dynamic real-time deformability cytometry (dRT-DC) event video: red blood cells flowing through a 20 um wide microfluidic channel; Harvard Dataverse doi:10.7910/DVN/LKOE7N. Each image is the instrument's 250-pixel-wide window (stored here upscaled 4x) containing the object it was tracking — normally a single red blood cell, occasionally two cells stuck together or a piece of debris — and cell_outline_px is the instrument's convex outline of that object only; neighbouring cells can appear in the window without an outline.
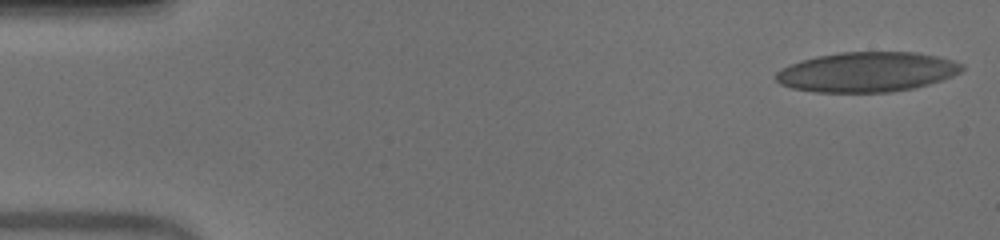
{"species": "human", "species_latin": "Homo sapiens", "temperature_condition": "warm", "stored_images_in_passage": 52, "camera_frame_rate_fps": 3000, "um_per_image_px": 0.085, "donor": {"sex": "male"}, "frame": {"image": 1, "passage_image": 1, "time_ms": 0.0, "image_size_px": [1000, 240], "cell_outline_px": [[964, 68], [960, 72], [952, 76], [928, 84], [912, 88], [892, 92], [816, 92], [792, 88], [780, 84], [776, 80], [776, 72], [788, 64], [800, 60], [816, 56], [840, 52], [916, 52], [936, 56], [952, 60], [964, 64]], "centroid_in_image_um": [73.67, 6.11], "position_along_channel_um": 11.3, "area_um2": 43.29}}
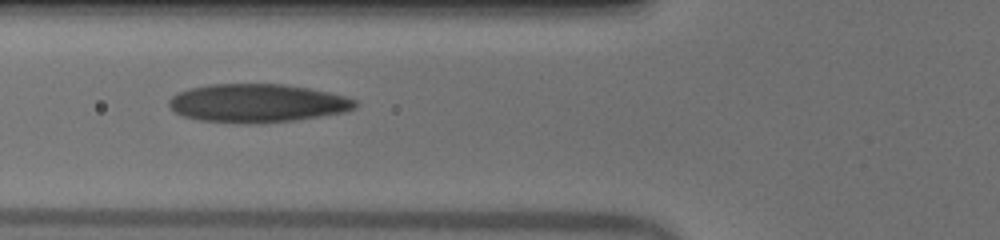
{"frame": {"image": 2, "passage_image": 19, "time_ms": 6.0, "image_size_px": [1000, 240], "cell_outline_px": [[360, 104], [356, 108], [348, 112], [296, 120], [248, 124], [244, 124], [200, 120], [184, 116], [176, 112], [168, 104], [168, 100], [176, 92], [208, 84], [284, 84], [308, 88], [328, 92], [344, 96], [356, 100]], "centroid_in_image_um": [21.9, 8.77], "position_along_channel_um": 103.9, "area_um2": 41.91}}
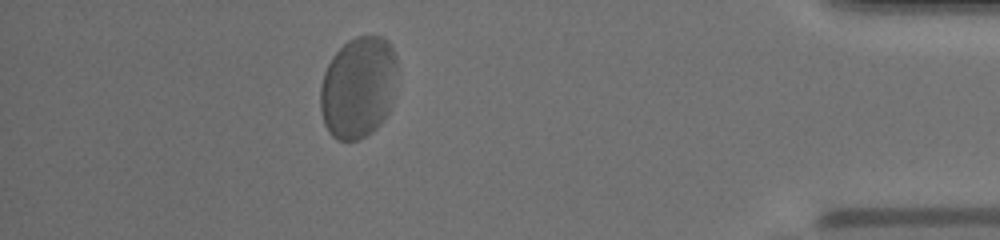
{"frame": {"image": 3, "passage_image": 46, "time_ms": 15.0, "image_size_px": [1000, 240], "cell_outline_px": [[396, 72], [392, 104], [384, 120], [372, 132], [356, 140], [336, 140], [328, 132], [324, 124], [320, 108], [320, 88], [324, 72], [332, 56], [348, 40], [356, 36], [384, 36], [388, 40], [396, 56]], "centroid_in_image_um": [30.44, 7.43], "position_along_channel_um": 404.8, "area_um2": 45.89}, "authors_computed_cell_mechanics": {"area_um2": 43.1766, "velocity_mm_per_s": 3.8476, "shape_relaxation_time_tau1_ms": 4.456, "shape_relaxation_time_tau2_ms": 0.7873, "deformation_change_tau1": 0.1327, "deformation_change_tau2": 0.0679}}